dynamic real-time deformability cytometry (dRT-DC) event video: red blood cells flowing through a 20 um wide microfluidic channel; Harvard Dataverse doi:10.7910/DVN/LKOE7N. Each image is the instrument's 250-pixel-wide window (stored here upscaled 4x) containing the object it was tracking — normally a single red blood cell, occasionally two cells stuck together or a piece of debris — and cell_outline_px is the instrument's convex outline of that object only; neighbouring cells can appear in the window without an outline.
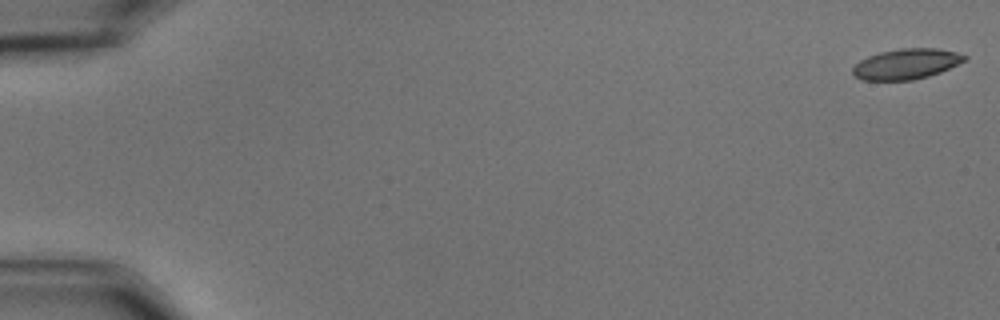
{"species": "common noctule bat (a hibernating species)", "species_latin": "Nyctalus noctula", "temperature_condition": "cold", "stored_images_in_passage": 17, "camera_frame_rate_fps": 3000, "um_per_image_px": 0.085, "animal": {"sex": "male", "body_mass_g": 15.6}, "frame": {"image": 1, "passage_image": 1, "time_ms": 0.0, "image_size_px": [1000, 320], "cell_outline_px": [[968, 60], [940, 72], [928, 76], [912, 80], [864, 80], [856, 76], [852, 72], [852, 68], [860, 60], [868, 56], [880, 52], [900, 48], [936, 48], [956, 52], [968, 56]], "centroid_in_image_um": [77.07, 5.43], "position_along_channel_um": 7.9, "area_um2": 19.83}}